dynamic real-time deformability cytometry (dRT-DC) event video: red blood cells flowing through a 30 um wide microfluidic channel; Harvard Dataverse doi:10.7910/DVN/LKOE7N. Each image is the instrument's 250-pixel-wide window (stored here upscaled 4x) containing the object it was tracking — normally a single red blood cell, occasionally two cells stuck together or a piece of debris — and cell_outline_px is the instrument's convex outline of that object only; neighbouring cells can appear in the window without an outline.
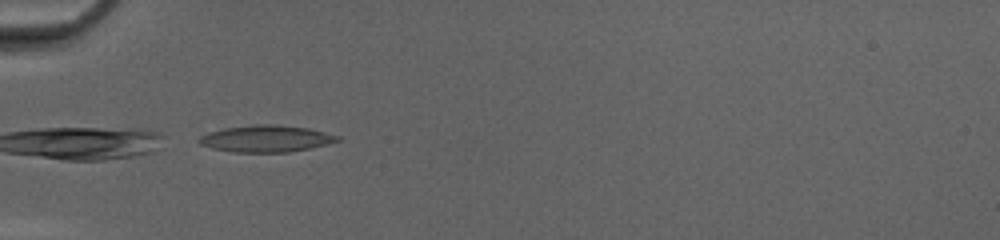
{"species": "common noctule bat (a hibernating species)", "species_latin": "Nyctalus noctula", "temperature_condition": "cold", "stored_images_in_passage": 32, "camera_frame_rate_fps": 3000, "um_per_image_px": 0.085, "animal": {"sex": "female", "body_mass_g": 20.0, "forearm_length_mm": 54.0}, "frame": {"image": 1, "passage_image": 1, "time_ms": 0.0, "image_size_px": [1000, 240], "cell_outline_px": [[340, 140], [328, 144], [288, 152], [232, 152], [212, 148], [200, 144], [196, 140], [200, 136], [208, 132], [224, 128], [256, 124], [276, 124], [308, 128], [340, 136]], "centroid_in_image_um": [22.59, 11.78], "position_along_channel_um": 62.4, "area_um2": 21.56}}
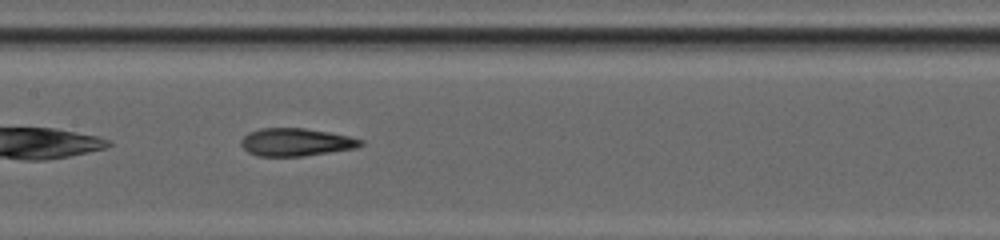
{"frame": {"image": 2, "passage_image": 10, "time_ms": 3.0, "image_size_px": [1000, 240], "cell_outline_px": [[364, 144], [356, 148], [304, 156], [256, 156], [248, 152], [240, 144], [240, 140], [248, 132], [260, 128], [304, 128], [328, 132], [348, 136], [364, 140]], "centroid_in_image_um": [25.14, 12.08], "position_along_channel_um": 182.3, "area_um2": 19.42}}
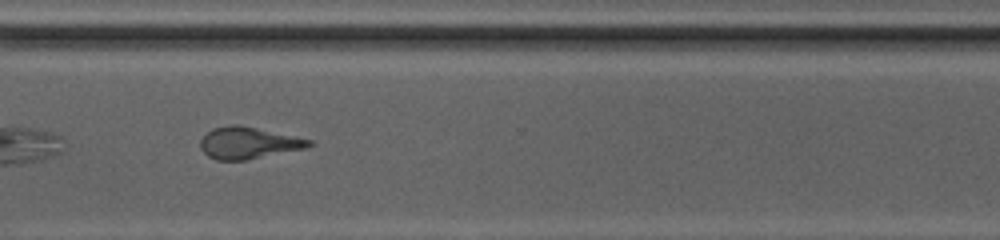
{"frame": {"image": 3, "passage_image": 22, "time_ms": 7.0, "image_size_px": [1000, 240], "cell_outline_px": [[316, 144], [308, 148], [244, 160], [216, 160], [208, 156], [200, 148], [200, 140], [212, 128], [228, 124], [236, 124], [296, 136], [312, 140]], "centroid_in_image_um": [21.14, 12.14], "position_along_channel_um": 349.5, "area_um2": 20.17}, "authors_computed_cell_mechanics": {"area_um2": 19.8254, "velocity_mm_per_s": 4.1901, "shape_relaxation_time_tau1_ms": 9.433, "shape_relaxation_time_tau2_ms": 2.1331, "deformation_change_tau1": 0.2499, "deformation_change_tau2": 0.1213}}